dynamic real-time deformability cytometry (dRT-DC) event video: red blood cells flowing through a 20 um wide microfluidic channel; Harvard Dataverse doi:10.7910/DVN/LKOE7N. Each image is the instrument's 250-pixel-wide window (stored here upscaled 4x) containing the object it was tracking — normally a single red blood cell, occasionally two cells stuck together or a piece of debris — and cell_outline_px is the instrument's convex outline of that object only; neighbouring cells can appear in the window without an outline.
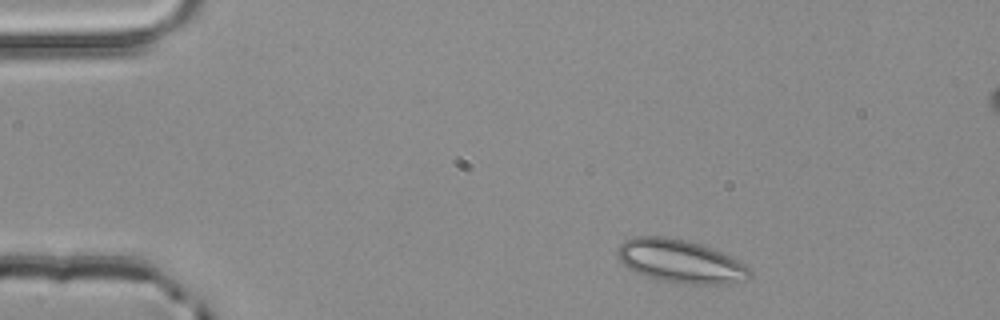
{"species": "common noctule bat (a hibernating species)", "species_latin": "Nyctalus noctula", "temperature_condition": "room temperature", "stored_images_in_passage": 3, "segment_of_instrument_passage": [1, 2], "camera_frame_rate_fps": 3000, "um_per_image_px": 0.085, "animal": {"sex": "male", "body_mass_g": 20.4}, "frame": {"image": 1, "passage_image": 1, "time_ms": 0.0, "image_size_px": [1000, 320], "cell_outline_px": [[748, 280], [728, 284], [684, 284], [660, 280], [636, 272], [628, 268], [620, 260], [616, 252], [620, 244], [624, 240], [636, 236], [668, 236], [688, 240], [712, 248], [744, 264], [748, 268]], "centroid_in_image_um": [57.8, 22.2], "position_along_channel_um": 27.2, "area_um2": 33.12}}